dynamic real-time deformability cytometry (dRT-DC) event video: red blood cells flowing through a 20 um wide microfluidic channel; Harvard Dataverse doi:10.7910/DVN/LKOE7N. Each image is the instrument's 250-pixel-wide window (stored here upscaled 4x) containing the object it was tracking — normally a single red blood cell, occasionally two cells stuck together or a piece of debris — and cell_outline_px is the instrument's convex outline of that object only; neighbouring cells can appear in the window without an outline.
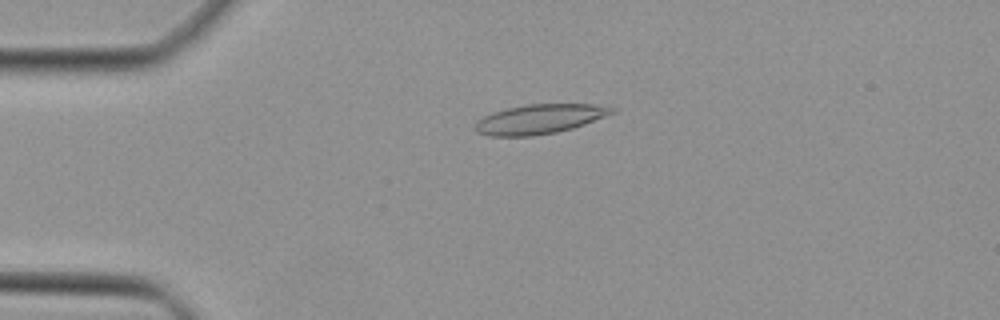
{"species": "Egyptian fruit bat (a non-hibernating species)", "species_latin": "Rousettus aegyptiacus", "temperature_condition": "cold", "stored_images_in_passage": 47, "camera_frame_rate_fps": 3000, "um_per_image_px": 0.085, "animal": {"sex": "female"}, "frame": {"image": 1, "passage_image": 11, "time_ms": 3.333, "image_size_px": [1000, 320], "cell_outline_px": [[616, 112], [584, 124], [572, 128], [556, 132], [532, 136], [492, 136], [476, 132], [476, 120], [492, 112], [508, 108], [528, 104], [592, 104], [616, 108]], "centroid_in_image_um": [45.86, 10.12], "position_along_channel_um": 39.1, "area_um2": 23.35}}
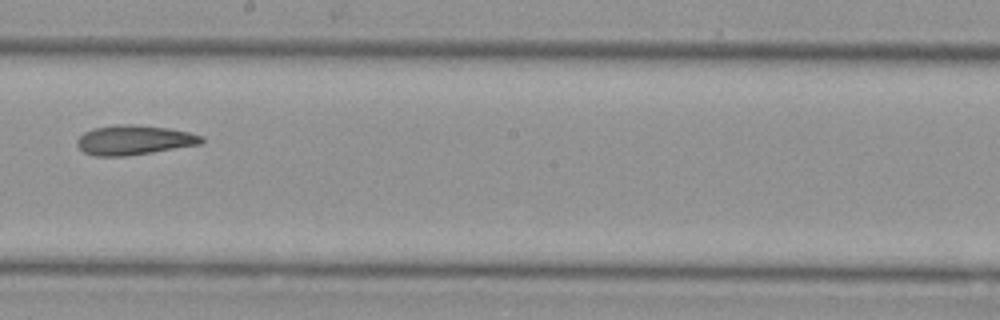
{"frame": {"image": 2, "passage_image": 27, "time_ms": 8.667, "image_size_px": [1000, 320], "cell_outline_px": [[204, 140], [200, 144], [152, 152], [124, 156], [96, 156], [84, 152], [76, 144], [76, 140], [84, 132], [92, 128], [116, 124], [132, 124], [168, 128], [188, 132], [204, 136]], "centroid_in_image_um": [11.37, 11.89], "position_along_channel_um": 236.8, "area_um2": 21.44}}
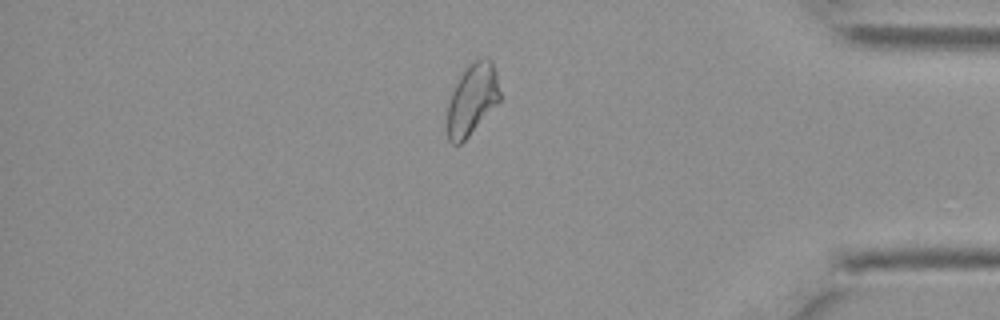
{"frame": {"image": 3, "passage_image": 40, "time_ms": 13.0, "image_size_px": [1000, 320], "cell_outline_px": [[500, 100], [468, 136], [460, 144], [452, 144], [448, 140], [448, 104], [452, 92], [460, 76], [468, 64], [484, 56], [488, 56], [492, 60], [496, 72], [500, 92]], "centroid_in_image_um": [40.15, 8.4], "position_along_channel_um": 395.1, "area_um2": 21.56}}